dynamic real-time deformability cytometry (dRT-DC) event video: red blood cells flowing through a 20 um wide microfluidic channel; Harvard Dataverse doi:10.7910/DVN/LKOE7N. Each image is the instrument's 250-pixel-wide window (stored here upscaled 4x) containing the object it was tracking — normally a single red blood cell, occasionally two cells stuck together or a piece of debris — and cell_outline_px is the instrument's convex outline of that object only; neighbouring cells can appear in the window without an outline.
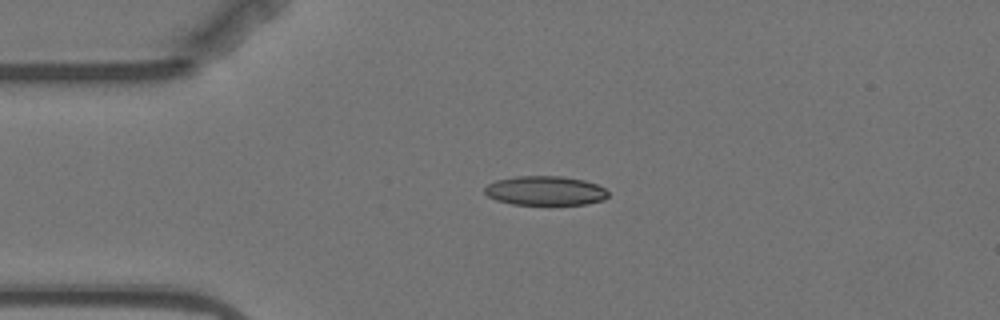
{"species": "Egyptian fruit bat (a non-hibernating species)", "species_latin": "Rousettus aegyptiacus", "temperature_condition": "warm", "stored_images_in_passage": 3, "camera_frame_rate_fps": 3000, "um_per_image_px": 0.085, "animal": {"sex": "female"}, "frame": {"image": 1, "passage_image": 1, "time_ms": 0.0, "image_size_px": [1000, 320], "cell_outline_px": [[608, 196], [604, 200], [588, 204], [512, 204], [496, 200], [488, 196], [484, 192], [484, 188], [488, 184], [496, 180], [516, 176], [564, 176], [584, 180], [596, 184], [604, 188], [608, 192]], "centroid_in_image_um": [46.35, 16.2], "position_along_channel_um": 38.7, "area_um2": 21.1}}
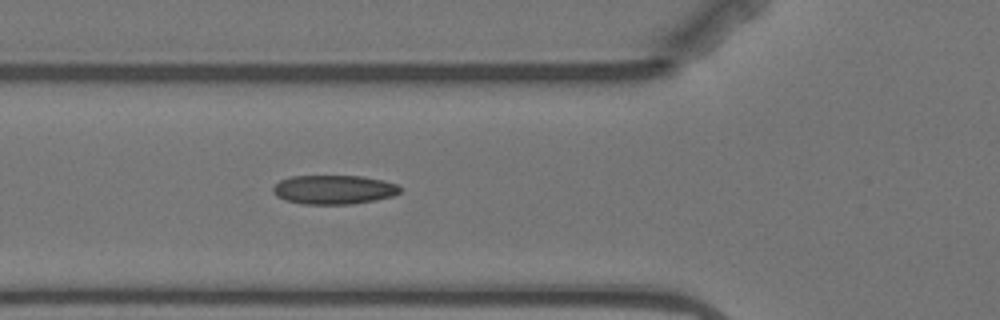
{"frame": {"image": 2, "passage_image": 3, "time_ms": 2.333, "image_size_px": [1000, 320], "cell_outline_px": [[400, 192], [392, 196], [376, 200], [352, 204], [304, 204], [284, 200], [276, 196], [272, 192], [272, 188], [280, 180], [292, 176], [360, 176], [384, 180], [396, 184], [400, 188]], "centroid_in_image_um": [28.35, 16.12], "position_along_channel_um": 97.4, "area_um2": 21.56}}